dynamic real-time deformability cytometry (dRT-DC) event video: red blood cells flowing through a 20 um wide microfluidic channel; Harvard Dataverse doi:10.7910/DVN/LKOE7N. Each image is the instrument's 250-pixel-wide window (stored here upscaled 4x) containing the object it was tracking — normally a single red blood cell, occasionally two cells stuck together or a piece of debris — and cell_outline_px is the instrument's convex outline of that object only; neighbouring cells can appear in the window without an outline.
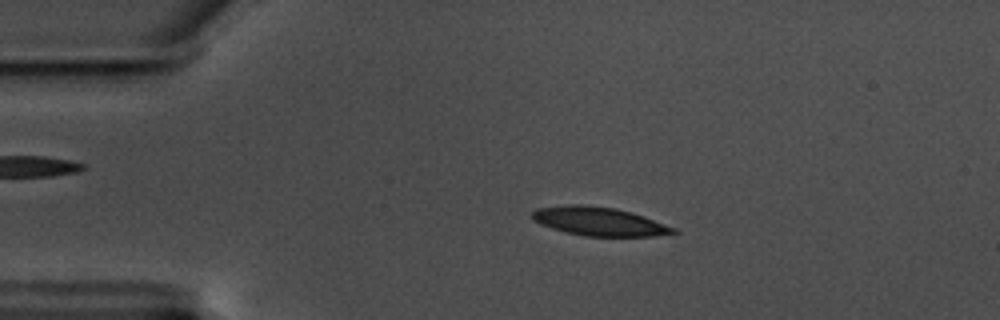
{"species": "common noctule bat (a hibernating species)", "species_latin": "Nyctalus noctula", "temperature_condition": "warm", "stored_images_in_passage": 57, "camera_frame_rate_fps": 3000, "um_per_image_px": 0.085, "animal": {"sex": "male", "body_mass_g": 17.5, "forearm_length_mm": 52.3}, "frame": {"image": 1, "passage_image": 11, "time_ms": 3.333, "image_size_px": [1000, 320], "cell_outline_px": [[680, 232], [652, 236], [584, 236], [552, 228], [540, 224], [532, 220], [532, 212], [536, 208], [568, 204], [580, 204], [616, 208], [632, 212], [644, 216], [676, 228]], "centroid_in_image_um": [50.92, 18.81], "position_along_channel_um": 34.1, "area_um2": 23.58}}
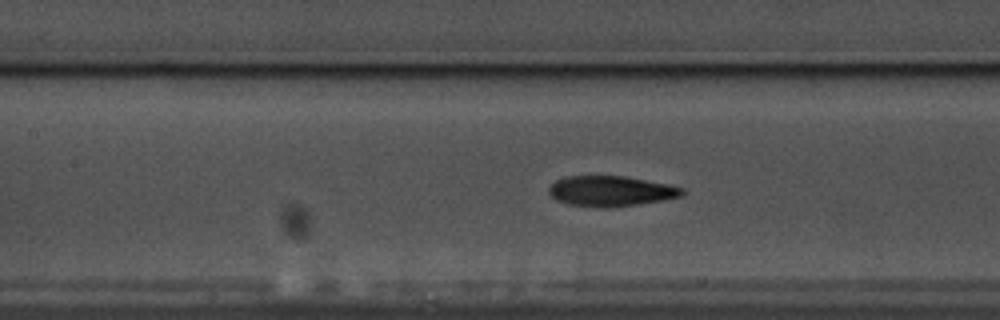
{"frame": {"image": 2, "passage_image": 25, "time_ms": 8.0, "image_size_px": [1000, 320], "cell_outline_px": [[684, 192], [680, 196], [660, 200], [612, 208], [600, 208], [568, 204], [556, 200], [548, 192], [548, 188], [556, 180], [568, 176], [624, 176], [668, 184], [684, 188]], "centroid_in_image_um": [51.88, 16.25], "position_along_channel_um": 155.5, "area_um2": 23.47}}
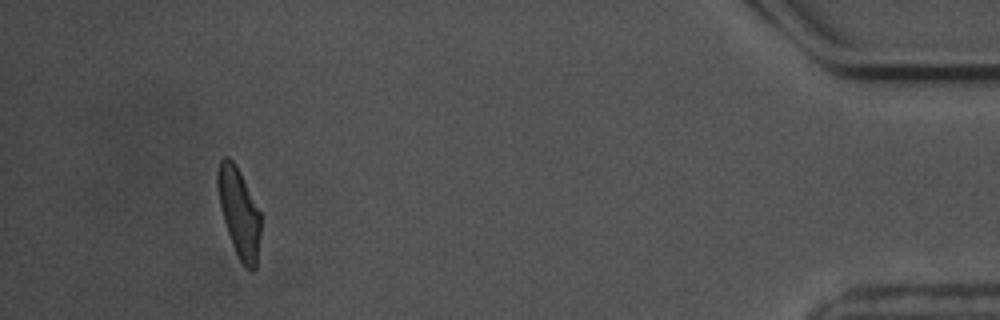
{"frame": {"image": 3, "passage_image": 53, "time_ms": 17.333, "image_size_px": [1000, 320], "cell_outline_px": [[260, 232], [256, 268], [252, 272], [244, 268], [232, 244], [224, 220], [220, 204], [216, 184], [216, 172], [220, 160], [224, 156], [228, 156], [236, 164], [260, 212]], "centroid_in_image_um": [20.31, 18.06], "position_along_channel_um": 414.9, "area_um2": 22.25}, "authors_computed_cell_mechanics": {"area_um2": 23.5246, "velocity_mm_per_s": 3.5071, "shape_relaxation_time_tau1_ms": 4.5456, "shape_relaxation_time_tau2_ms": 2.7335, "deformation_change_tau1": 0.1719, "deformation_change_tau2": 0.0971}}